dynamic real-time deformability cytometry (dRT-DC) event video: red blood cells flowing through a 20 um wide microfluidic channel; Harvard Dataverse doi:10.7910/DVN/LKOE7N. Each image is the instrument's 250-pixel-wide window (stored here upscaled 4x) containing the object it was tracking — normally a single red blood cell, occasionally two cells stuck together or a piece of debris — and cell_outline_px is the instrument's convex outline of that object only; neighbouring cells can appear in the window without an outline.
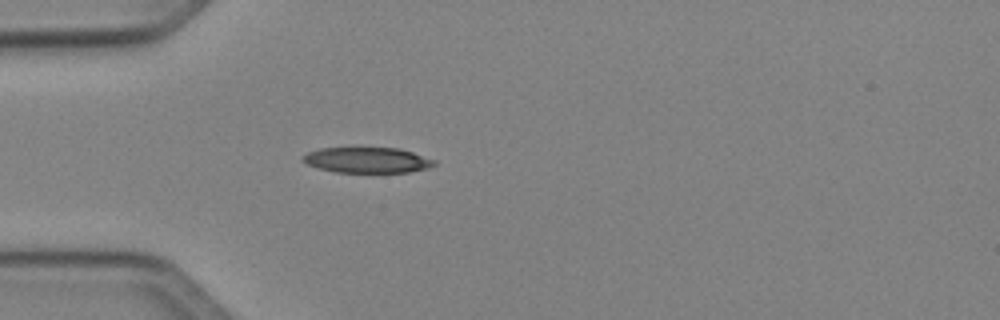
{"species": "Egyptian fruit bat (a non-hibernating species)", "species_latin": "Rousettus aegyptiacus", "temperature_condition": "cold", "stored_images_in_passage": 36, "camera_frame_rate_fps": 3000, "um_per_image_px": 0.085, "animal": {"sex": "female"}, "frame": {"image": 1, "passage_image": 1, "time_ms": 0.0, "image_size_px": [1000, 320], "cell_outline_px": [[436, 164], [428, 168], [408, 172], [336, 172], [320, 168], [308, 164], [300, 160], [300, 156], [308, 152], [320, 148], [400, 148], [436, 160]], "centroid_in_image_um": [31.2, 13.6], "position_along_channel_um": 53.8, "area_um2": 19.54}}
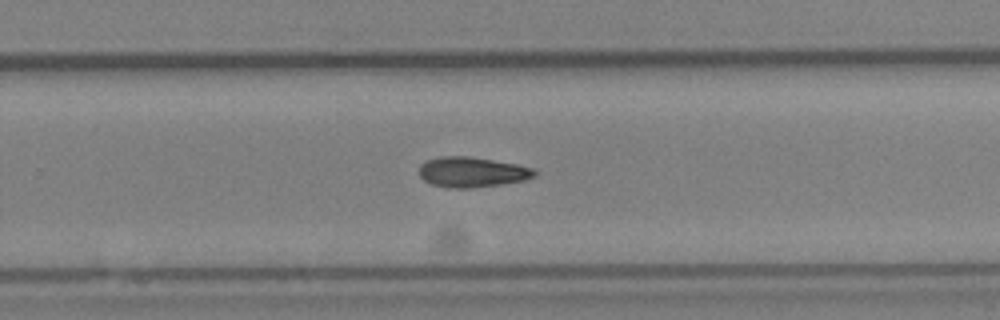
{"frame": {"image": 2, "passage_image": 19, "time_ms": 6.0, "image_size_px": [1000, 320], "cell_outline_px": [[536, 176], [524, 180], [500, 184], [472, 188], [448, 188], [432, 184], [424, 180], [420, 176], [420, 164], [428, 160], [440, 156], [468, 156], [516, 164], [532, 168], [536, 172]], "centroid_in_image_um": [40.11, 14.63], "position_along_channel_um": 289.7, "area_um2": 20.17}}
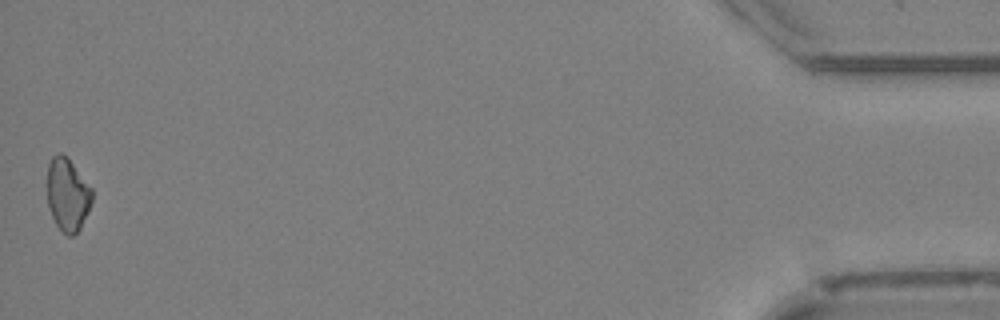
{"frame": {"image": 3, "passage_image": 36, "time_ms": 11.667, "image_size_px": [1000, 320], "cell_outline_px": [[92, 200], [88, 212], [80, 228], [72, 236], [68, 236], [56, 224], [48, 208], [48, 164], [52, 156], [56, 152], [60, 152], [72, 164], [92, 188]], "centroid_in_image_um": [5.74, 16.54], "position_along_channel_um": 429.5, "area_um2": 18.73}, "authors_computed_cell_mechanics": {"area_um2": 19.7387, "velocity_mm_per_s": 4.0805, "shape_relaxation_time_tau1_ms": 4.0027, "shape_relaxation_time_tau2_ms": null, "deformation_change_tau1": 0.1114, "deformation_change_tau2": null}}